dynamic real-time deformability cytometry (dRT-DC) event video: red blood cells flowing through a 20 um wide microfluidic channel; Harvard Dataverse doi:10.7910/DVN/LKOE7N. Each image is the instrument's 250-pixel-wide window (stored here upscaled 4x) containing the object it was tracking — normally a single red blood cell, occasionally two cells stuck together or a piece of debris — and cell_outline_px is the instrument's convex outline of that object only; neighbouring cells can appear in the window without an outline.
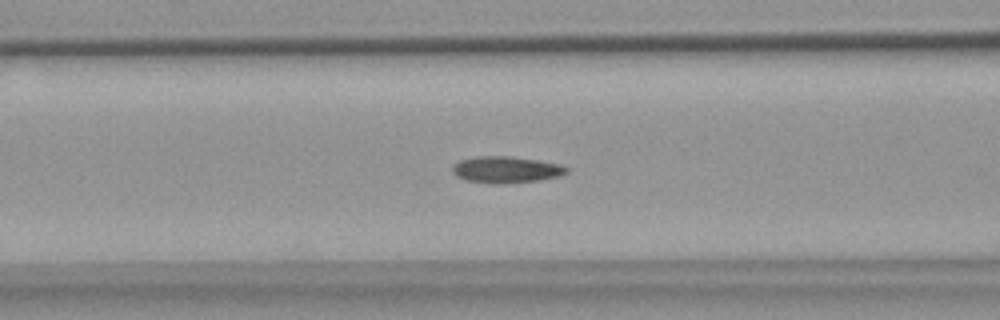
{"species": "common noctule bat (a hibernating species)", "species_latin": "Nyctalus noctula", "temperature_condition": "warm", "stored_images_in_passage": 44, "camera_frame_rate_fps": 3000, "um_per_image_px": 0.085, "animal": {"sex": "female", "body_mass_g": 18.4}, "frame": {"image": 1, "passage_image": 11, "time_ms": 3.333, "image_size_px": [1000, 320], "cell_outline_px": [[568, 172], [556, 176], [540, 180], [504, 184], [492, 184], [464, 180], [456, 176], [452, 172], [452, 164], [460, 160], [476, 156], [508, 156], [536, 160], [560, 164], [568, 168]], "centroid_in_image_um": [42.95, 14.43], "position_along_channel_um": 123.6, "area_um2": 17.74}}
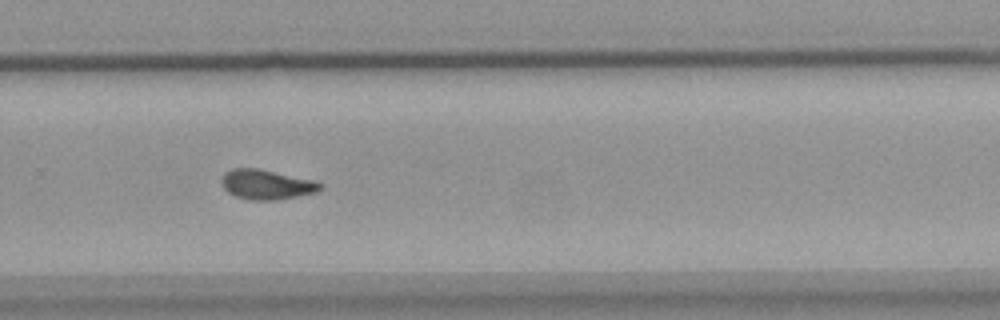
{"frame": {"image": 2, "passage_image": 26, "time_ms": 8.333, "image_size_px": [1000, 320], "cell_outline_px": [[324, 188], [320, 192], [276, 200], [248, 200], [236, 196], [228, 192], [224, 188], [220, 180], [224, 172], [232, 168], [256, 168], [312, 180], [324, 184]], "centroid_in_image_um": [22.67, 15.69], "position_along_channel_um": 307.1, "area_um2": 17.22}}
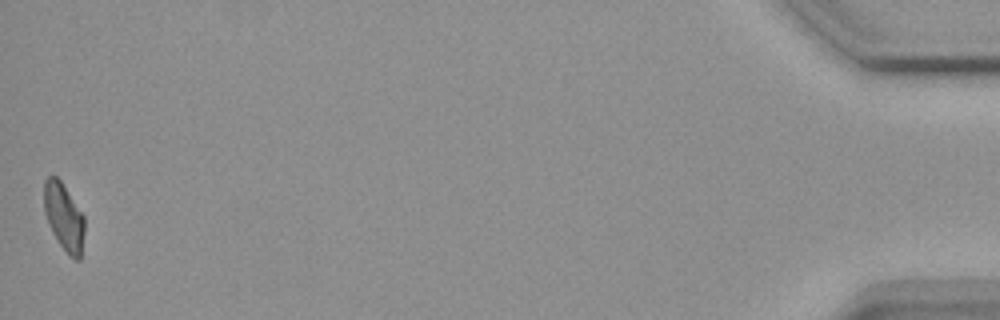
{"frame": {"image": 3, "passage_image": 44, "time_ms": 14.333, "image_size_px": [1000, 320], "cell_outline_px": [[84, 232], [80, 260], [76, 260], [68, 256], [52, 232], [48, 224], [44, 212], [44, 180], [48, 176], [56, 176], [60, 180], [84, 216]], "centroid_in_image_um": [5.42, 18.46], "position_along_channel_um": 429.8, "area_um2": 15.84}, "authors_computed_cell_mechanics": {"area_um2": 16.762, "velocity_mm_per_s": 3.6796, "shape_relaxation_time_tau1_ms": 8.9772, "shape_relaxation_time_tau2_ms": 5.0941, "deformation_change_tau1": 0.1979, "deformation_change_tau2": 0.0969}}